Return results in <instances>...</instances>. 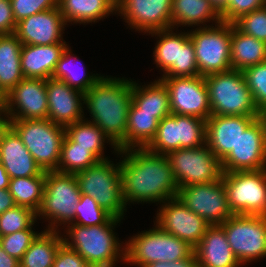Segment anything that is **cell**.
I'll use <instances>...</instances> for the list:
<instances>
[{
	"instance_id": "obj_1",
	"label": "cell",
	"mask_w": 266,
	"mask_h": 267,
	"mask_svg": "<svg viewBox=\"0 0 266 267\" xmlns=\"http://www.w3.org/2000/svg\"><path fill=\"white\" fill-rule=\"evenodd\" d=\"M124 202L164 203L177 197L178 186L166 155L153 153L146 148H129L118 151Z\"/></svg>"
},
{
	"instance_id": "obj_2",
	"label": "cell",
	"mask_w": 266,
	"mask_h": 267,
	"mask_svg": "<svg viewBox=\"0 0 266 267\" xmlns=\"http://www.w3.org/2000/svg\"><path fill=\"white\" fill-rule=\"evenodd\" d=\"M132 103V80L101 77L84 93V105L93 122L118 151L126 149V129Z\"/></svg>"
},
{
	"instance_id": "obj_3",
	"label": "cell",
	"mask_w": 266,
	"mask_h": 267,
	"mask_svg": "<svg viewBox=\"0 0 266 267\" xmlns=\"http://www.w3.org/2000/svg\"><path fill=\"white\" fill-rule=\"evenodd\" d=\"M121 220L112 217L107 223L94 226L70 223L66 226L67 235H63V242L76 251L88 265L115 267L118 260L125 261V246L122 245L125 243H119L121 241L113 231Z\"/></svg>"
},
{
	"instance_id": "obj_4",
	"label": "cell",
	"mask_w": 266,
	"mask_h": 267,
	"mask_svg": "<svg viewBox=\"0 0 266 267\" xmlns=\"http://www.w3.org/2000/svg\"><path fill=\"white\" fill-rule=\"evenodd\" d=\"M211 116H260L243 72L235 69L204 77Z\"/></svg>"
},
{
	"instance_id": "obj_5",
	"label": "cell",
	"mask_w": 266,
	"mask_h": 267,
	"mask_svg": "<svg viewBox=\"0 0 266 267\" xmlns=\"http://www.w3.org/2000/svg\"><path fill=\"white\" fill-rule=\"evenodd\" d=\"M125 241V261L137 267L154 262H175L188 258L194 251L186 241L167 233L156 224Z\"/></svg>"
},
{
	"instance_id": "obj_6",
	"label": "cell",
	"mask_w": 266,
	"mask_h": 267,
	"mask_svg": "<svg viewBox=\"0 0 266 267\" xmlns=\"http://www.w3.org/2000/svg\"><path fill=\"white\" fill-rule=\"evenodd\" d=\"M21 138L25 147L45 172L56 171L59 165L65 127L49 119L4 120Z\"/></svg>"
},
{
	"instance_id": "obj_7",
	"label": "cell",
	"mask_w": 266,
	"mask_h": 267,
	"mask_svg": "<svg viewBox=\"0 0 266 267\" xmlns=\"http://www.w3.org/2000/svg\"><path fill=\"white\" fill-rule=\"evenodd\" d=\"M81 194L97 201L113 217L123 219L127 207L123 198L122 178L119 162L109 159L75 174Z\"/></svg>"
},
{
	"instance_id": "obj_8",
	"label": "cell",
	"mask_w": 266,
	"mask_h": 267,
	"mask_svg": "<svg viewBox=\"0 0 266 267\" xmlns=\"http://www.w3.org/2000/svg\"><path fill=\"white\" fill-rule=\"evenodd\" d=\"M81 192L74 174L47 171L44 185L43 201L37 219L49 220L48 231H58V226L68 225L75 218L76 205ZM51 221V222H50Z\"/></svg>"
},
{
	"instance_id": "obj_9",
	"label": "cell",
	"mask_w": 266,
	"mask_h": 267,
	"mask_svg": "<svg viewBox=\"0 0 266 267\" xmlns=\"http://www.w3.org/2000/svg\"><path fill=\"white\" fill-rule=\"evenodd\" d=\"M159 39L153 51L154 62L164 73L160 78L199 75L194 44L188 32L174 33L173 28L150 32ZM159 37V38H158Z\"/></svg>"
},
{
	"instance_id": "obj_10",
	"label": "cell",
	"mask_w": 266,
	"mask_h": 267,
	"mask_svg": "<svg viewBox=\"0 0 266 267\" xmlns=\"http://www.w3.org/2000/svg\"><path fill=\"white\" fill-rule=\"evenodd\" d=\"M200 76L231 70V23L221 22L188 31Z\"/></svg>"
},
{
	"instance_id": "obj_11",
	"label": "cell",
	"mask_w": 266,
	"mask_h": 267,
	"mask_svg": "<svg viewBox=\"0 0 266 267\" xmlns=\"http://www.w3.org/2000/svg\"><path fill=\"white\" fill-rule=\"evenodd\" d=\"M206 144V120L171 113L159 121L158 129L147 150L167 155L180 148H196Z\"/></svg>"
},
{
	"instance_id": "obj_12",
	"label": "cell",
	"mask_w": 266,
	"mask_h": 267,
	"mask_svg": "<svg viewBox=\"0 0 266 267\" xmlns=\"http://www.w3.org/2000/svg\"><path fill=\"white\" fill-rule=\"evenodd\" d=\"M222 180L233 214L266 216V169L223 172Z\"/></svg>"
},
{
	"instance_id": "obj_13",
	"label": "cell",
	"mask_w": 266,
	"mask_h": 267,
	"mask_svg": "<svg viewBox=\"0 0 266 267\" xmlns=\"http://www.w3.org/2000/svg\"><path fill=\"white\" fill-rule=\"evenodd\" d=\"M166 156L178 188L209 184L222 177L221 161L207 144L196 148H180L169 152Z\"/></svg>"
},
{
	"instance_id": "obj_14",
	"label": "cell",
	"mask_w": 266,
	"mask_h": 267,
	"mask_svg": "<svg viewBox=\"0 0 266 267\" xmlns=\"http://www.w3.org/2000/svg\"><path fill=\"white\" fill-rule=\"evenodd\" d=\"M221 226L241 265L266 257V216L234 214Z\"/></svg>"
},
{
	"instance_id": "obj_15",
	"label": "cell",
	"mask_w": 266,
	"mask_h": 267,
	"mask_svg": "<svg viewBox=\"0 0 266 267\" xmlns=\"http://www.w3.org/2000/svg\"><path fill=\"white\" fill-rule=\"evenodd\" d=\"M177 197L192 212L210 225H221L234 215L222 177L209 184H195L178 189Z\"/></svg>"
},
{
	"instance_id": "obj_16",
	"label": "cell",
	"mask_w": 266,
	"mask_h": 267,
	"mask_svg": "<svg viewBox=\"0 0 266 267\" xmlns=\"http://www.w3.org/2000/svg\"><path fill=\"white\" fill-rule=\"evenodd\" d=\"M4 120L48 119L46 80L23 78L2 105Z\"/></svg>"
},
{
	"instance_id": "obj_17",
	"label": "cell",
	"mask_w": 266,
	"mask_h": 267,
	"mask_svg": "<svg viewBox=\"0 0 266 267\" xmlns=\"http://www.w3.org/2000/svg\"><path fill=\"white\" fill-rule=\"evenodd\" d=\"M169 92L171 113L207 120L211 116L204 76L159 78Z\"/></svg>"
},
{
	"instance_id": "obj_18",
	"label": "cell",
	"mask_w": 266,
	"mask_h": 267,
	"mask_svg": "<svg viewBox=\"0 0 266 267\" xmlns=\"http://www.w3.org/2000/svg\"><path fill=\"white\" fill-rule=\"evenodd\" d=\"M223 172L266 169V129L258 117L242 134L235 148L221 162Z\"/></svg>"
},
{
	"instance_id": "obj_19",
	"label": "cell",
	"mask_w": 266,
	"mask_h": 267,
	"mask_svg": "<svg viewBox=\"0 0 266 267\" xmlns=\"http://www.w3.org/2000/svg\"><path fill=\"white\" fill-rule=\"evenodd\" d=\"M160 206L154 224L194 248L210 224L188 209L178 197L168 199Z\"/></svg>"
},
{
	"instance_id": "obj_20",
	"label": "cell",
	"mask_w": 266,
	"mask_h": 267,
	"mask_svg": "<svg viewBox=\"0 0 266 267\" xmlns=\"http://www.w3.org/2000/svg\"><path fill=\"white\" fill-rule=\"evenodd\" d=\"M172 0H121L116 10L131 29L147 33L172 28Z\"/></svg>"
},
{
	"instance_id": "obj_21",
	"label": "cell",
	"mask_w": 266,
	"mask_h": 267,
	"mask_svg": "<svg viewBox=\"0 0 266 267\" xmlns=\"http://www.w3.org/2000/svg\"><path fill=\"white\" fill-rule=\"evenodd\" d=\"M66 25L59 7H56L17 22L15 35L22 44L28 45L66 43L62 36Z\"/></svg>"
},
{
	"instance_id": "obj_22",
	"label": "cell",
	"mask_w": 266,
	"mask_h": 267,
	"mask_svg": "<svg viewBox=\"0 0 266 267\" xmlns=\"http://www.w3.org/2000/svg\"><path fill=\"white\" fill-rule=\"evenodd\" d=\"M46 90L50 121L66 127L85 118L83 92L53 78L46 80Z\"/></svg>"
},
{
	"instance_id": "obj_23",
	"label": "cell",
	"mask_w": 266,
	"mask_h": 267,
	"mask_svg": "<svg viewBox=\"0 0 266 267\" xmlns=\"http://www.w3.org/2000/svg\"><path fill=\"white\" fill-rule=\"evenodd\" d=\"M0 164L10 179L46 175L21 138L7 123L0 127Z\"/></svg>"
},
{
	"instance_id": "obj_24",
	"label": "cell",
	"mask_w": 266,
	"mask_h": 267,
	"mask_svg": "<svg viewBox=\"0 0 266 267\" xmlns=\"http://www.w3.org/2000/svg\"><path fill=\"white\" fill-rule=\"evenodd\" d=\"M260 116H210L206 120V144L222 162L235 148L240 134Z\"/></svg>"
},
{
	"instance_id": "obj_25",
	"label": "cell",
	"mask_w": 266,
	"mask_h": 267,
	"mask_svg": "<svg viewBox=\"0 0 266 267\" xmlns=\"http://www.w3.org/2000/svg\"><path fill=\"white\" fill-rule=\"evenodd\" d=\"M198 267H240L221 225H210L193 249Z\"/></svg>"
},
{
	"instance_id": "obj_26",
	"label": "cell",
	"mask_w": 266,
	"mask_h": 267,
	"mask_svg": "<svg viewBox=\"0 0 266 267\" xmlns=\"http://www.w3.org/2000/svg\"><path fill=\"white\" fill-rule=\"evenodd\" d=\"M67 43L52 45L23 44L21 50V71L24 78L49 79L55 70Z\"/></svg>"
},
{
	"instance_id": "obj_27",
	"label": "cell",
	"mask_w": 266,
	"mask_h": 267,
	"mask_svg": "<svg viewBox=\"0 0 266 267\" xmlns=\"http://www.w3.org/2000/svg\"><path fill=\"white\" fill-rule=\"evenodd\" d=\"M214 24L222 22L220 14L211 5L209 0H172L171 24L174 29L176 26H200L209 27L205 24L210 21ZM202 24V25H200Z\"/></svg>"
},
{
	"instance_id": "obj_28",
	"label": "cell",
	"mask_w": 266,
	"mask_h": 267,
	"mask_svg": "<svg viewBox=\"0 0 266 267\" xmlns=\"http://www.w3.org/2000/svg\"><path fill=\"white\" fill-rule=\"evenodd\" d=\"M22 45L15 34L0 35V88L6 95L24 78Z\"/></svg>"
},
{
	"instance_id": "obj_29",
	"label": "cell",
	"mask_w": 266,
	"mask_h": 267,
	"mask_svg": "<svg viewBox=\"0 0 266 267\" xmlns=\"http://www.w3.org/2000/svg\"><path fill=\"white\" fill-rule=\"evenodd\" d=\"M231 67L244 69L266 61V43L241 32L231 24Z\"/></svg>"
},
{
	"instance_id": "obj_30",
	"label": "cell",
	"mask_w": 266,
	"mask_h": 267,
	"mask_svg": "<svg viewBox=\"0 0 266 267\" xmlns=\"http://www.w3.org/2000/svg\"><path fill=\"white\" fill-rule=\"evenodd\" d=\"M132 103L140 112L156 113L158 121L171 114L169 92L161 79L142 86L132 81Z\"/></svg>"
},
{
	"instance_id": "obj_31",
	"label": "cell",
	"mask_w": 266,
	"mask_h": 267,
	"mask_svg": "<svg viewBox=\"0 0 266 267\" xmlns=\"http://www.w3.org/2000/svg\"><path fill=\"white\" fill-rule=\"evenodd\" d=\"M58 7L66 23H95L116 9L107 0H58Z\"/></svg>"
},
{
	"instance_id": "obj_32",
	"label": "cell",
	"mask_w": 266,
	"mask_h": 267,
	"mask_svg": "<svg viewBox=\"0 0 266 267\" xmlns=\"http://www.w3.org/2000/svg\"><path fill=\"white\" fill-rule=\"evenodd\" d=\"M59 230L41 231L19 261L20 267H53L57 252L64 244Z\"/></svg>"
},
{
	"instance_id": "obj_33",
	"label": "cell",
	"mask_w": 266,
	"mask_h": 267,
	"mask_svg": "<svg viewBox=\"0 0 266 267\" xmlns=\"http://www.w3.org/2000/svg\"><path fill=\"white\" fill-rule=\"evenodd\" d=\"M159 121L156 113L140 112L131 103L126 129V149L145 148L154 138Z\"/></svg>"
},
{
	"instance_id": "obj_34",
	"label": "cell",
	"mask_w": 266,
	"mask_h": 267,
	"mask_svg": "<svg viewBox=\"0 0 266 267\" xmlns=\"http://www.w3.org/2000/svg\"><path fill=\"white\" fill-rule=\"evenodd\" d=\"M65 135L77 146L89 148V150L100 160H106L104 157V143H111L114 152H118V148L110 141V139L101 131L97 125L88 121L86 118L70 124L65 127Z\"/></svg>"
},
{
	"instance_id": "obj_35",
	"label": "cell",
	"mask_w": 266,
	"mask_h": 267,
	"mask_svg": "<svg viewBox=\"0 0 266 267\" xmlns=\"http://www.w3.org/2000/svg\"><path fill=\"white\" fill-rule=\"evenodd\" d=\"M76 58L77 56L75 57L74 54H72L71 48L68 45L57 62L51 78L63 81L70 87L85 93L103 76H99V74H96V76L95 73L90 75L89 72L87 73L85 71L86 68L84 66L82 69V66H80L81 64L78 65L79 63L77 65L81 67V70L79 67L77 70L76 67L74 69L76 61H80Z\"/></svg>"
},
{
	"instance_id": "obj_36",
	"label": "cell",
	"mask_w": 266,
	"mask_h": 267,
	"mask_svg": "<svg viewBox=\"0 0 266 267\" xmlns=\"http://www.w3.org/2000/svg\"><path fill=\"white\" fill-rule=\"evenodd\" d=\"M45 179L46 175L10 179L9 191L15 204L37 213L43 201Z\"/></svg>"
},
{
	"instance_id": "obj_37",
	"label": "cell",
	"mask_w": 266,
	"mask_h": 267,
	"mask_svg": "<svg viewBox=\"0 0 266 267\" xmlns=\"http://www.w3.org/2000/svg\"><path fill=\"white\" fill-rule=\"evenodd\" d=\"M99 161L89 148L77 146V143L72 142L65 135L61 144L59 165L56 171L75 175Z\"/></svg>"
},
{
	"instance_id": "obj_38",
	"label": "cell",
	"mask_w": 266,
	"mask_h": 267,
	"mask_svg": "<svg viewBox=\"0 0 266 267\" xmlns=\"http://www.w3.org/2000/svg\"><path fill=\"white\" fill-rule=\"evenodd\" d=\"M36 220L37 213L32 209L15 205L0 215V237L20 230L34 229Z\"/></svg>"
},
{
	"instance_id": "obj_39",
	"label": "cell",
	"mask_w": 266,
	"mask_h": 267,
	"mask_svg": "<svg viewBox=\"0 0 266 267\" xmlns=\"http://www.w3.org/2000/svg\"><path fill=\"white\" fill-rule=\"evenodd\" d=\"M113 216L99 206L92 197L81 194L76 205L75 218L72 223L82 226H94L107 223Z\"/></svg>"
},
{
	"instance_id": "obj_40",
	"label": "cell",
	"mask_w": 266,
	"mask_h": 267,
	"mask_svg": "<svg viewBox=\"0 0 266 267\" xmlns=\"http://www.w3.org/2000/svg\"><path fill=\"white\" fill-rule=\"evenodd\" d=\"M242 72L255 107L261 112L266 109V61L250 66Z\"/></svg>"
},
{
	"instance_id": "obj_41",
	"label": "cell",
	"mask_w": 266,
	"mask_h": 267,
	"mask_svg": "<svg viewBox=\"0 0 266 267\" xmlns=\"http://www.w3.org/2000/svg\"><path fill=\"white\" fill-rule=\"evenodd\" d=\"M39 234L33 229L20 230L0 237V245L8 255L20 261Z\"/></svg>"
},
{
	"instance_id": "obj_42",
	"label": "cell",
	"mask_w": 266,
	"mask_h": 267,
	"mask_svg": "<svg viewBox=\"0 0 266 267\" xmlns=\"http://www.w3.org/2000/svg\"><path fill=\"white\" fill-rule=\"evenodd\" d=\"M233 24L241 32L266 43V5L241 16Z\"/></svg>"
},
{
	"instance_id": "obj_43",
	"label": "cell",
	"mask_w": 266,
	"mask_h": 267,
	"mask_svg": "<svg viewBox=\"0 0 266 267\" xmlns=\"http://www.w3.org/2000/svg\"><path fill=\"white\" fill-rule=\"evenodd\" d=\"M14 20H20L36 13L58 7V0H11Z\"/></svg>"
},
{
	"instance_id": "obj_44",
	"label": "cell",
	"mask_w": 266,
	"mask_h": 267,
	"mask_svg": "<svg viewBox=\"0 0 266 267\" xmlns=\"http://www.w3.org/2000/svg\"><path fill=\"white\" fill-rule=\"evenodd\" d=\"M266 5V0H229L228 6L220 14L222 22L233 24L241 16Z\"/></svg>"
},
{
	"instance_id": "obj_45",
	"label": "cell",
	"mask_w": 266,
	"mask_h": 267,
	"mask_svg": "<svg viewBox=\"0 0 266 267\" xmlns=\"http://www.w3.org/2000/svg\"><path fill=\"white\" fill-rule=\"evenodd\" d=\"M53 267H93L74 250L63 244L55 257Z\"/></svg>"
},
{
	"instance_id": "obj_46",
	"label": "cell",
	"mask_w": 266,
	"mask_h": 267,
	"mask_svg": "<svg viewBox=\"0 0 266 267\" xmlns=\"http://www.w3.org/2000/svg\"><path fill=\"white\" fill-rule=\"evenodd\" d=\"M16 26L11 0H0V35L15 34Z\"/></svg>"
},
{
	"instance_id": "obj_47",
	"label": "cell",
	"mask_w": 266,
	"mask_h": 267,
	"mask_svg": "<svg viewBox=\"0 0 266 267\" xmlns=\"http://www.w3.org/2000/svg\"><path fill=\"white\" fill-rule=\"evenodd\" d=\"M143 267H198L194 252L186 259L169 262H154Z\"/></svg>"
},
{
	"instance_id": "obj_48",
	"label": "cell",
	"mask_w": 266,
	"mask_h": 267,
	"mask_svg": "<svg viewBox=\"0 0 266 267\" xmlns=\"http://www.w3.org/2000/svg\"><path fill=\"white\" fill-rule=\"evenodd\" d=\"M13 196L10 194L9 189L0 190V215L6 210L15 206Z\"/></svg>"
},
{
	"instance_id": "obj_49",
	"label": "cell",
	"mask_w": 266,
	"mask_h": 267,
	"mask_svg": "<svg viewBox=\"0 0 266 267\" xmlns=\"http://www.w3.org/2000/svg\"><path fill=\"white\" fill-rule=\"evenodd\" d=\"M0 267H20L19 260L8 255L0 245Z\"/></svg>"
},
{
	"instance_id": "obj_50",
	"label": "cell",
	"mask_w": 266,
	"mask_h": 267,
	"mask_svg": "<svg viewBox=\"0 0 266 267\" xmlns=\"http://www.w3.org/2000/svg\"><path fill=\"white\" fill-rule=\"evenodd\" d=\"M10 177L2 164H0V190L9 189Z\"/></svg>"
},
{
	"instance_id": "obj_51",
	"label": "cell",
	"mask_w": 266,
	"mask_h": 267,
	"mask_svg": "<svg viewBox=\"0 0 266 267\" xmlns=\"http://www.w3.org/2000/svg\"><path fill=\"white\" fill-rule=\"evenodd\" d=\"M216 11L221 14L228 6L229 0H209Z\"/></svg>"
},
{
	"instance_id": "obj_52",
	"label": "cell",
	"mask_w": 266,
	"mask_h": 267,
	"mask_svg": "<svg viewBox=\"0 0 266 267\" xmlns=\"http://www.w3.org/2000/svg\"><path fill=\"white\" fill-rule=\"evenodd\" d=\"M116 10L118 9L121 0H107Z\"/></svg>"
},
{
	"instance_id": "obj_53",
	"label": "cell",
	"mask_w": 266,
	"mask_h": 267,
	"mask_svg": "<svg viewBox=\"0 0 266 267\" xmlns=\"http://www.w3.org/2000/svg\"><path fill=\"white\" fill-rule=\"evenodd\" d=\"M260 118L263 120L266 129V109L260 112Z\"/></svg>"
},
{
	"instance_id": "obj_54",
	"label": "cell",
	"mask_w": 266,
	"mask_h": 267,
	"mask_svg": "<svg viewBox=\"0 0 266 267\" xmlns=\"http://www.w3.org/2000/svg\"><path fill=\"white\" fill-rule=\"evenodd\" d=\"M6 98V94L0 88V104L3 105Z\"/></svg>"
},
{
	"instance_id": "obj_55",
	"label": "cell",
	"mask_w": 266,
	"mask_h": 267,
	"mask_svg": "<svg viewBox=\"0 0 266 267\" xmlns=\"http://www.w3.org/2000/svg\"><path fill=\"white\" fill-rule=\"evenodd\" d=\"M2 115V116H1ZM4 117H3V108L2 105L0 104V127L4 124Z\"/></svg>"
}]
</instances>
